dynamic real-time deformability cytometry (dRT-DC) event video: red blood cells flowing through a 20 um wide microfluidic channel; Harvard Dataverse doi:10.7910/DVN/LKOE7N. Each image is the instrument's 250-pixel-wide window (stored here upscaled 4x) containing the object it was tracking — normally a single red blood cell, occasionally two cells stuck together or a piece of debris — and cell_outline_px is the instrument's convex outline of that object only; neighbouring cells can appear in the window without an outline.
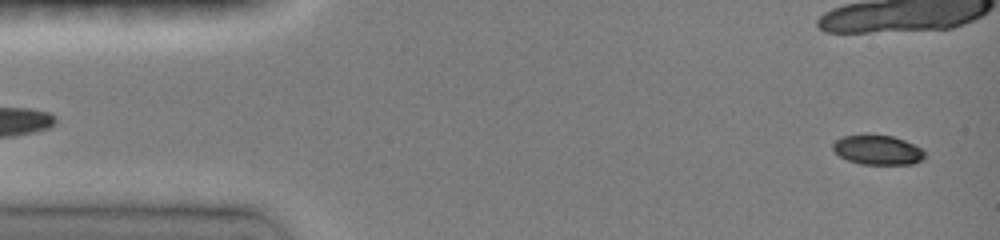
{"species": "common noctule bat (a hibernating species)", "species_latin": "Nyctalus noctula", "temperature_condition": "room temperature", "stored_images_in_passage": 13, "camera_frame_rate_fps": 3000, "um_per_image_px": 0.085, "animal": {"sex": "female", "body_mass_g": 19.0, "forearm_length_mm": 51.5}, "frame": {"image": 1, "passage_image": 1, "time_ms": 0.0, "image_size_px": [1000, 240], "cell_outline_px": [[924, 160], [912, 164], [860, 164], [848, 160], [840, 156], [832, 148], [832, 144], [836, 140], [844, 136], [864, 132], [868, 132], [892, 136], [904, 140], [920, 148], [924, 152]], "centroid_in_image_um": [74.57, 12.71], "position_along_channel_um": 10.4, "area_um2": 16.18}}